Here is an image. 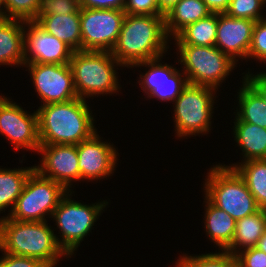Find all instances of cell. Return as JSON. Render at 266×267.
Returning a JSON list of instances; mask_svg holds the SVG:
<instances>
[{
    "mask_svg": "<svg viewBox=\"0 0 266 267\" xmlns=\"http://www.w3.org/2000/svg\"><path fill=\"white\" fill-rule=\"evenodd\" d=\"M6 19L34 21L37 17L41 0H4Z\"/></svg>",
    "mask_w": 266,
    "mask_h": 267,
    "instance_id": "cell-30",
    "label": "cell"
},
{
    "mask_svg": "<svg viewBox=\"0 0 266 267\" xmlns=\"http://www.w3.org/2000/svg\"><path fill=\"white\" fill-rule=\"evenodd\" d=\"M0 134L5 135L16 150L38 152L40 140L37 110L28 113L10 98L0 95Z\"/></svg>",
    "mask_w": 266,
    "mask_h": 267,
    "instance_id": "cell-11",
    "label": "cell"
},
{
    "mask_svg": "<svg viewBox=\"0 0 266 267\" xmlns=\"http://www.w3.org/2000/svg\"><path fill=\"white\" fill-rule=\"evenodd\" d=\"M218 90L188 84L173 102L174 130L177 137L205 135L211 130L213 107ZM197 134V135H196Z\"/></svg>",
    "mask_w": 266,
    "mask_h": 267,
    "instance_id": "cell-8",
    "label": "cell"
},
{
    "mask_svg": "<svg viewBox=\"0 0 266 267\" xmlns=\"http://www.w3.org/2000/svg\"><path fill=\"white\" fill-rule=\"evenodd\" d=\"M255 23L256 21L250 19L233 18L226 13H218L215 46L236 63L239 58L246 60Z\"/></svg>",
    "mask_w": 266,
    "mask_h": 267,
    "instance_id": "cell-17",
    "label": "cell"
},
{
    "mask_svg": "<svg viewBox=\"0 0 266 267\" xmlns=\"http://www.w3.org/2000/svg\"><path fill=\"white\" fill-rule=\"evenodd\" d=\"M175 264L177 267H238L236 257L227 250L194 256L185 253Z\"/></svg>",
    "mask_w": 266,
    "mask_h": 267,
    "instance_id": "cell-28",
    "label": "cell"
},
{
    "mask_svg": "<svg viewBox=\"0 0 266 267\" xmlns=\"http://www.w3.org/2000/svg\"><path fill=\"white\" fill-rule=\"evenodd\" d=\"M231 0H203L211 13H225Z\"/></svg>",
    "mask_w": 266,
    "mask_h": 267,
    "instance_id": "cell-38",
    "label": "cell"
},
{
    "mask_svg": "<svg viewBox=\"0 0 266 267\" xmlns=\"http://www.w3.org/2000/svg\"><path fill=\"white\" fill-rule=\"evenodd\" d=\"M204 202L206 236L209 237L211 243L219 247L218 250H226L232 244L236 221L228 213L213 205L206 197Z\"/></svg>",
    "mask_w": 266,
    "mask_h": 267,
    "instance_id": "cell-20",
    "label": "cell"
},
{
    "mask_svg": "<svg viewBox=\"0 0 266 267\" xmlns=\"http://www.w3.org/2000/svg\"><path fill=\"white\" fill-rule=\"evenodd\" d=\"M72 191H68L61 199L51 217L60 231L58 234L61 239L57 238V243L69 258L75 254L80 243L89 235L88 233L95 226L94 223L108 205L107 200L92 205L72 200L74 193Z\"/></svg>",
    "mask_w": 266,
    "mask_h": 267,
    "instance_id": "cell-6",
    "label": "cell"
},
{
    "mask_svg": "<svg viewBox=\"0 0 266 267\" xmlns=\"http://www.w3.org/2000/svg\"><path fill=\"white\" fill-rule=\"evenodd\" d=\"M25 24L19 19H0V65L24 67Z\"/></svg>",
    "mask_w": 266,
    "mask_h": 267,
    "instance_id": "cell-18",
    "label": "cell"
},
{
    "mask_svg": "<svg viewBox=\"0 0 266 267\" xmlns=\"http://www.w3.org/2000/svg\"><path fill=\"white\" fill-rule=\"evenodd\" d=\"M235 257L238 267H266V253L256 247L241 250Z\"/></svg>",
    "mask_w": 266,
    "mask_h": 267,
    "instance_id": "cell-34",
    "label": "cell"
},
{
    "mask_svg": "<svg viewBox=\"0 0 266 267\" xmlns=\"http://www.w3.org/2000/svg\"><path fill=\"white\" fill-rule=\"evenodd\" d=\"M207 174L203 186L205 197L235 221L261 209L235 169L218 163L210 167Z\"/></svg>",
    "mask_w": 266,
    "mask_h": 267,
    "instance_id": "cell-5",
    "label": "cell"
},
{
    "mask_svg": "<svg viewBox=\"0 0 266 267\" xmlns=\"http://www.w3.org/2000/svg\"><path fill=\"white\" fill-rule=\"evenodd\" d=\"M266 63V18L256 21L247 59Z\"/></svg>",
    "mask_w": 266,
    "mask_h": 267,
    "instance_id": "cell-32",
    "label": "cell"
},
{
    "mask_svg": "<svg viewBox=\"0 0 266 267\" xmlns=\"http://www.w3.org/2000/svg\"><path fill=\"white\" fill-rule=\"evenodd\" d=\"M178 48V50H177ZM183 73L188 84L218 90L236 66V62L216 46L176 45Z\"/></svg>",
    "mask_w": 266,
    "mask_h": 267,
    "instance_id": "cell-7",
    "label": "cell"
},
{
    "mask_svg": "<svg viewBox=\"0 0 266 267\" xmlns=\"http://www.w3.org/2000/svg\"><path fill=\"white\" fill-rule=\"evenodd\" d=\"M125 15L118 9H80L82 50L111 52Z\"/></svg>",
    "mask_w": 266,
    "mask_h": 267,
    "instance_id": "cell-10",
    "label": "cell"
},
{
    "mask_svg": "<svg viewBox=\"0 0 266 267\" xmlns=\"http://www.w3.org/2000/svg\"><path fill=\"white\" fill-rule=\"evenodd\" d=\"M88 100H73L41 105L37 109L40 144L78 145L97 129Z\"/></svg>",
    "mask_w": 266,
    "mask_h": 267,
    "instance_id": "cell-2",
    "label": "cell"
},
{
    "mask_svg": "<svg viewBox=\"0 0 266 267\" xmlns=\"http://www.w3.org/2000/svg\"><path fill=\"white\" fill-rule=\"evenodd\" d=\"M73 52L63 41L45 32L34 21H26L24 34L25 63L68 64Z\"/></svg>",
    "mask_w": 266,
    "mask_h": 267,
    "instance_id": "cell-16",
    "label": "cell"
},
{
    "mask_svg": "<svg viewBox=\"0 0 266 267\" xmlns=\"http://www.w3.org/2000/svg\"><path fill=\"white\" fill-rule=\"evenodd\" d=\"M76 94L81 99L120 92L118 67H123L108 51L73 52L69 62ZM117 67V68H116ZM116 68V69H115ZM119 91V92H118Z\"/></svg>",
    "mask_w": 266,
    "mask_h": 267,
    "instance_id": "cell-4",
    "label": "cell"
},
{
    "mask_svg": "<svg viewBox=\"0 0 266 267\" xmlns=\"http://www.w3.org/2000/svg\"><path fill=\"white\" fill-rule=\"evenodd\" d=\"M218 13L187 25L172 40L174 45L215 46Z\"/></svg>",
    "mask_w": 266,
    "mask_h": 267,
    "instance_id": "cell-25",
    "label": "cell"
},
{
    "mask_svg": "<svg viewBox=\"0 0 266 267\" xmlns=\"http://www.w3.org/2000/svg\"><path fill=\"white\" fill-rule=\"evenodd\" d=\"M237 92L238 108L235 121H244L266 128V103L261 95L243 78Z\"/></svg>",
    "mask_w": 266,
    "mask_h": 267,
    "instance_id": "cell-24",
    "label": "cell"
},
{
    "mask_svg": "<svg viewBox=\"0 0 266 267\" xmlns=\"http://www.w3.org/2000/svg\"><path fill=\"white\" fill-rule=\"evenodd\" d=\"M124 12L129 15L164 16L157 0H126Z\"/></svg>",
    "mask_w": 266,
    "mask_h": 267,
    "instance_id": "cell-33",
    "label": "cell"
},
{
    "mask_svg": "<svg viewBox=\"0 0 266 267\" xmlns=\"http://www.w3.org/2000/svg\"><path fill=\"white\" fill-rule=\"evenodd\" d=\"M163 57L137 63L132 67L144 66L146 73L140 74L138 83L147 98H158L164 102H174L188 85L186 75L174 65L162 64ZM183 76V77H182Z\"/></svg>",
    "mask_w": 266,
    "mask_h": 267,
    "instance_id": "cell-13",
    "label": "cell"
},
{
    "mask_svg": "<svg viewBox=\"0 0 266 267\" xmlns=\"http://www.w3.org/2000/svg\"><path fill=\"white\" fill-rule=\"evenodd\" d=\"M126 0H79L80 9L124 10Z\"/></svg>",
    "mask_w": 266,
    "mask_h": 267,
    "instance_id": "cell-36",
    "label": "cell"
},
{
    "mask_svg": "<svg viewBox=\"0 0 266 267\" xmlns=\"http://www.w3.org/2000/svg\"><path fill=\"white\" fill-rule=\"evenodd\" d=\"M34 170V165L31 167H21L14 169L0 168V214L1 211L11 213L17 198L21 195L25 182Z\"/></svg>",
    "mask_w": 266,
    "mask_h": 267,
    "instance_id": "cell-27",
    "label": "cell"
},
{
    "mask_svg": "<svg viewBox=\"0 0 266 267\" xmlns=\"http://www.w3.org/2000/svg\"><path fill=\"white\" fill-rule=\"evenodd\" d=\"M67 193L68 190L62 184L41 176L34 169L28 176L14 208L6 216L18 221H47L46 218L52 217L57 205Z\"/></svg>",
    "mask_w": 266,
    "mask_h": 267,
    "instance_id": "cell-9",
    "label": "cell"
},
{
    "mask_svg": "<svg viewBox=\"0 0 266 267\" xmlns=\"http://www.w3.org/2000/svg\"><path fill=\"white\" fill-rule=\"evenodd\" d=\"M34 22L45 32L63 41L74 52L82 50L80 14L46 15Z\"/></svg>",
    "mask_w": 266,
    "mask_h": 267,
    "instance_id": "cell-19",
    "label": "cell"
},
{
    "mask_svg": "<svg viewBox=\"0 0 266 267\" xmlns=\"http://www.w3.org/2000/svg\"><path fill=\"white\" fill-rule=\"evenodd\" d=\"M47 221H18L0 218V251L41 260L49 267L69 258L57 243V234Z\"/></svg>",
    "mask_w": 266,
    "mask_h": 267,
    "instance_id": "cell-3",
    "label": "cell"
},
{
    "mask_svg": "<svg viewBox=\"0 0 266 267\" xmlns=\"http://www.w3.org/2000/svg\"><path fill=\"white\" fill-rule=\"evenodd\" d=\"M266 230V209L236 221L232 244L226 249L232 255L241 250L255 247Z\"/></svg>",
    "mask_w": 266,
    "mask_h": 267,
    "instance_id": "cell-23",
    "label": "cell"
},
{
    "mask_svg": "<svg viewBox=\"0 0 266 267\" xmlns=\"http://www.w3.org/2000/svg\"><path fill=\"white\" fill-rule=\"evenodd\" d=\"M169 41L164 16L126 14L111 54L123 67L132 68L137 63L164 57Z\"/></svg>",
    "mask_w": 266,
    "mask_h": 267,
    "instance_id": "cell-1",
    "label": "cell"
},
{
    "mask_svg": "<svg viewBox=\"0 0 266 267\" xmlns=\"http://www.w3.org/2000/svg\"><path fill=\"white\" fill-rule=\"evenodd\" d=\"M226 167L233 168L238 172L258 206L266 209V159L232 163Z\"/></svg>",
    "mask_w": 266,
    "mask_h": 267,
    "instance_id": "cell-26",
    "label": "cell"
},
{
    "mask_svg": "<svg viewBox=\"0 0 266 267\" xmlns=\"http://www.w3.org/2000/svg\"><path fill=\"white\" fill-rule=\"evenodd\" d=\"M37 153L42 159L34 169L41 176L62 184L68 191H71L72 182L80 181L77 145L40 144Z\"/></svg>",
    "mask_w": 266,
    "mask_h": 267,
    "instance_id": "cell-14",
    "label": "cell"
},
{
    "mask_svg": "<svg viewBox=\"0 0 266 267\" xmlns=\"http://www.w3.org/2000/svg\"><path fill=\"white\" fill-rule=\"evenodd\" d=\"M265 4L266 0H231L225 13L233 18L259 21L265 18L261 11L266 7Z\"/></svg>",
    "mask_w": 266,
    "mask_h": 267,
    "instance_id": "cell-29",
    "label": "cell"
},
{
    "mask_svg": "<svg viewBox=\"0 0 266 267\" xmlns=\"http://www.w3.org/2000/svg\"><path fill=\"white\" fill-rule=\"evenodd\" d=\"M243 78L261 95L266 103V72L262 71L256 75L248 71Z\"/></svg>",
    "mask_w": 266,
    "mask_h": 267,
    "instance_id": "cell-37",
    "label": "cell"
},
{
    "mask_svg": "<svg viewBox=\"0 0 266 267\" xmlns=\"http://www.w3.org/2000/svg\"><path fill=\"white\" fill-rule=\"evenodd\" d=\"M211 11L203 0H180L164 15L167 36L172 39L187 25L208 17Z\"/></svg>",
    "mask_w": 266,
    "mask_h": 267,
    "instance_id": "cell-22",
    "label": "cell"
},
{
    "mask_svg": "<svg viewBox=\"0 0 266 267\" xmlns=\"http://www.w3.org/2000/svg\"><path fill=\"white\" fill-rule=\"evenodd\" d=\"M159 4V11L165 15L167 14L180 0H157Z\"/></svg>",
    "mask_w": 266,
    "mask_h": 267,
    "instance_id": "cell-39",
    "label": "cell"
},
{
    "mask_svg": "<svg viewBox=\"0 0 266 267\" xmlns=\"http://www.w3.org/2000/svg\"><path fill=\"white\" fill-rule=\"evenodd\" d=\"M233 123L234 140L244 159L241 162L266 159V128L244 121Z\"/></svg>",
    "mask_w": 266,
    "mask_h": 267,
    "instance_id": "cell-21",
    "label": "cell"
},
{
    "mask_svg": "<svg viewBox=\"0 0 266 267\" xmlns=\"http://www.w3.org/2000/svg\"><path fill=\"white\" fill-rule=\"evenodd\" d=\"M255 247L266 253V230L261 236V238L258 240V243Z\"/></svg>",
    "mask_w": 266,
    "mask_h": 267,
    "instance_id": "cell-40",
    "label": "cell"
},
{
    "mask_svg": "<svg viewBox=\"0 0 266 267\" xmlns=\"http://www.w3.org/2000/svg\"><path fill=\"white\" fill-rule=\"evenodd\" d=\"M0 257V267H49L47 264L32 257L18 256L10 253H3Z\"/></svg>",
    "mask_w": 266,
    "mask_h": 267,
    "instance_id": "cell-35",
    "label": "cell"
},
{
    "mask_svg": "<svg viewBox=\"0 0 266 267\" xmlns=\"http://www.w3.org/2000/svg\"><path fill=\"white\" fill-rule=\"evenodd\" d=\"M41 105L78 98L70 64L25 63ZM30 71V72H29Z\"/></svg>",
    "mask_w": 266,
    "mask_h": 267,
    "instance_id": "cell-12",
    "label": "cell"
},
{
    "mask_svg": "<svg viewBox=\"0 0 266 267\" xmlns=\"http://www.w3.org/2000/svg\"><path fill=\"white\" fill-rule=\"evenodd\" d=\"M67 14H80L79 0H41L37 17Z\"/></svg>",
    "mask_w": 266,
    "mask_h": 267,
    "instance_id": "cell-31",
    "label": "cell"
},
{
    "mask_svg": "<svg viewBox=\"0 0 266 267\" xmlns=\"http://www.w3.org/2000/svg\"><path fill=\"white\" fill-rule=\"evenodd\" d=\"M0 19H6V9L4 0H0Z\"/></svg>",
    "mask_w": 266,
    "mask_h": 267,
    "instance_id": "cell-41",
    "label": "cell"
},
{
    "mask_svg": "<svg viewBox=\"0 0 266 267\" xmlns=\"http://www.w3.org/2000/svg\"><path fill=\"white\" fill-rule=\"evenodd\" d=\"M101 139L95 132L77 145L80 181H98L113 175L119 154L113 144Z\"/></svg>",
    "mask_w": 266,
    "mask_h": 267,
    "instance_id": "cell-15",
    "label": "cell"
}]
</instances>
